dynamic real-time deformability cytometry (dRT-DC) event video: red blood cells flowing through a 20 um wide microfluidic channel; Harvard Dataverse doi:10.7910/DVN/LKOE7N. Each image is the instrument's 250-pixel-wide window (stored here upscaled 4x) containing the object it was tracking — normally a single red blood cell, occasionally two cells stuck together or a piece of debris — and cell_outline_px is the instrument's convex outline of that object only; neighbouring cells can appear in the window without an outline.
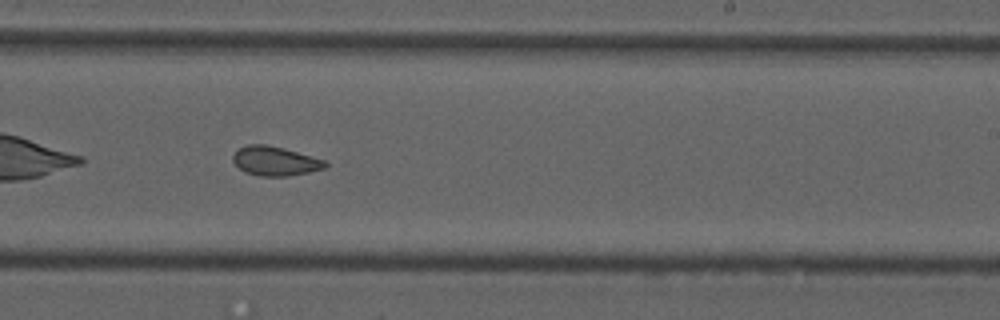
{"species": "common noctule bat (a hibernating species)", "species_latin": "Nyctalus noctula", "temperature_condition": "cold", "stored_images_in_passage": 38, "camera_frame_rate_fps": 3000, "um_per_image_px": 0.085, "animal": {"sex": "male", "forearm_length_mm": 52.5}, "frame": {"image": 1, "passage_image": 17, "time_ms": 5.333, "image_size_px": [1000, 320], "cell_outline_px": [[328, 164], [324, 168], [308, 172], [288, 176], [260, 176], [244, 172], [232, 160], [232, 156], [240, 148], [248, 144], [264, 144], [284, 148], [328, 160]], "centroid_in_image_um": [23.42, 13.68], "position_along_channel_um": 265.6, "area_um2": 15.78}, "authors_computed_cell_mechanics": {"area_um2": 16.2707, "velocity_mm_per_s": 3.7453, "shape_relaxation_time_tau1_ms": null, "shape_relaxation_time_tau2_ms": 2.0009, "deformation_change_tau1": null, "deformation_change_tau2": 0.0723}}